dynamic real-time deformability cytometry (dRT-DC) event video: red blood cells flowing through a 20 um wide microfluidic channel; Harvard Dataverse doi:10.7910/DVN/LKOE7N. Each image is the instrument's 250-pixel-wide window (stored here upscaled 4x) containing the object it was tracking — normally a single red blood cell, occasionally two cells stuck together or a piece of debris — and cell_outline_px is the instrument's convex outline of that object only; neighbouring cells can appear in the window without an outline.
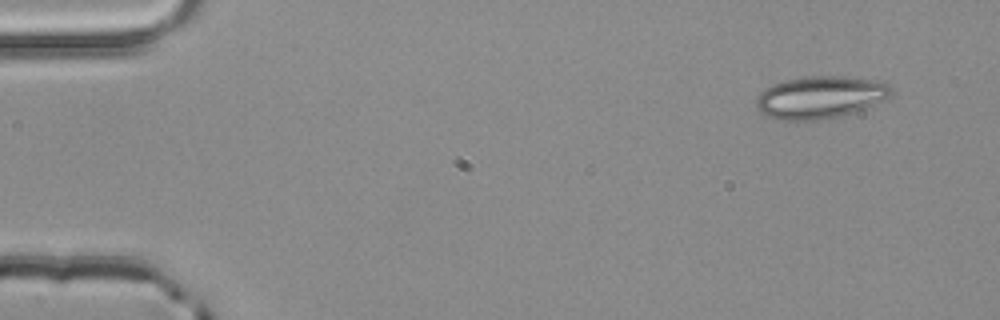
{"species": "common noctule bat (a hibernating species)", "species_latin": "Nyctalus noctula", "temperature_condition": "room temperature", "stored_images_in_passage": 4, "camera_frame_rate_fps": 3000, "um_per_image_px": 0.085, "animal": {"sex": "male", "body_mass_g": 20.4}, "frame": {"image": 1, "passage_image": 1, "time_ms": 0.0, "image_size_px": [1000, 320], "cell_outline_px": [[892, 92], [884, 100], [844, 116], [816, 120], [780, 120], [768, 116], [760, 112], [756, 108], [756, 96], [764, 88], [772, 84], [804, 76], [848, 76], [888, 80], [892, 88]], "centroid_in_image_um": [69.76, 8.25], "position_along_channel_um": 15.2, "area_um2": 33.93}}